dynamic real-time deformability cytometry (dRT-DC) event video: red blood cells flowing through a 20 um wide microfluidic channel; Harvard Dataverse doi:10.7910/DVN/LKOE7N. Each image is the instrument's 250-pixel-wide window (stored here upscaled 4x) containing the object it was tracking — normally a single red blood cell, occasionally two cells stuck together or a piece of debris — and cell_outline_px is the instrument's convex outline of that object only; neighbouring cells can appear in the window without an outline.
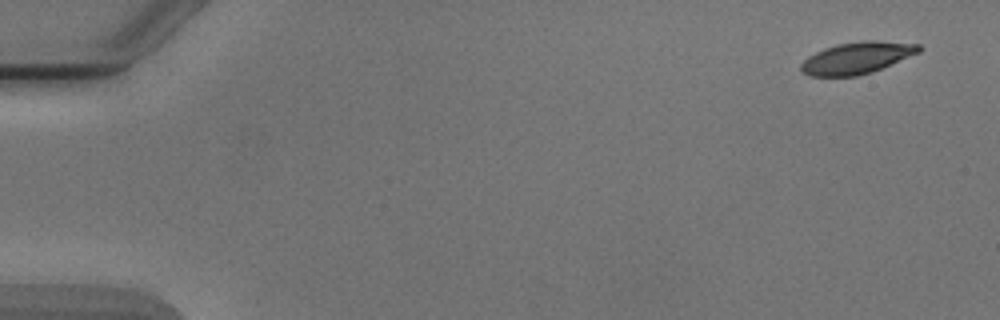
{"species": "Egyptian fruit bat (a non-hibernating species)", "species_latin": "Rousettus aegyptiacus", "temperature_condition": "cold", "stored_images_in_passage": 5, "camera_frame_rate_fps": 3000, "um_per_image_px": 0.085, "animal": {"sex": "male"}, "frame": {"image": 1, "passage_image": 1, "time_ms": 0.0, "image_size_px": [1000, 320], "cell_outline_px": [[920, 52], [872, 72], [856, 76], [812, 76], [800, 72], [800, 64], [808, 56], [824, 48], [840, 44], [864, 40], [872, 40], [920, 44]], "centroid_in_image_um": [72.81, 4.93], "position_along_channel_um": 12.2, "area_um2": 21.68}}
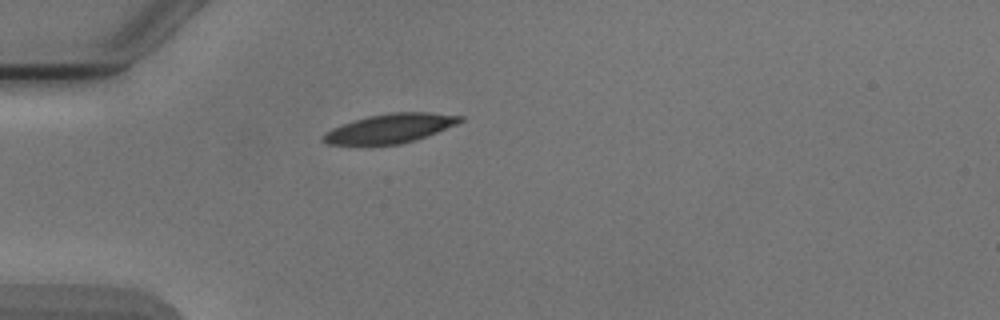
{"frame": {"image": 2, "passage_image": 4, "time_ms": 4.333, "image_size_px": [1000, 320], "cell_outline_px": [[464, 120], [456, 124], [428, 136], [416, 140], [400, 144], [328, 144], [324, 140], [324, 136], [332, 128], [368, 116], [392, 112], [428, 112], [464, 116]], "centroid_in_image_um": [33.25, 10.9], "position_along_channel_um": 51.7, "area_um2": 22.83}}